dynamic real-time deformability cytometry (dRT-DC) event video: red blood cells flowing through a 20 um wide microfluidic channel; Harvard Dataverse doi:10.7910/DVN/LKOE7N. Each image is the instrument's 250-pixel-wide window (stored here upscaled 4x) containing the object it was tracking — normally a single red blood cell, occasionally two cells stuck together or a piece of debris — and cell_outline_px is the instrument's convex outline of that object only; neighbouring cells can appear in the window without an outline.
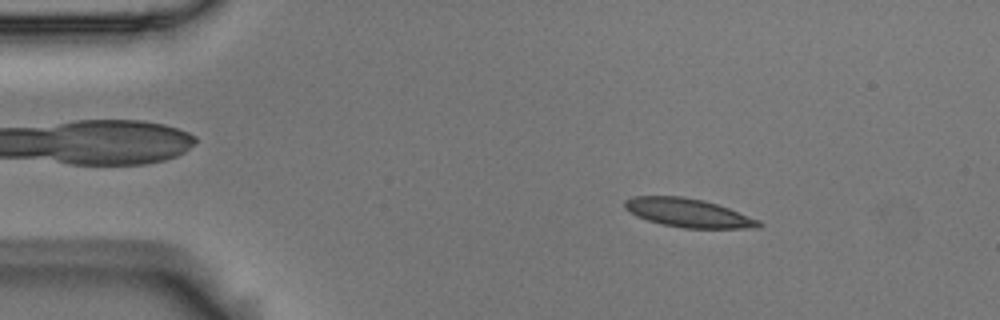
{"species": "Egyptian fruit bat (a non-hibernating species)", "species_latin": "Rousettus aegyptiacus", "temperature_condition": "room temperature", "stored_images_in_passage": 54, "camera_frame_rate_fps": 3000, "um_per_image_px": 0.085, "animal": {"sex": "male"}, "frame": {"image": 1, "passage_image": 8, "time_ms": 2.333, "image_size_px": [1000, 320], "cell_outline_px": [[764, 224], [760, 228], [684, 228], [664, 224], [648, 220], [624, 208], [624, 200], [632, 196], [680, 196], [704, 200], [728, 208], [760, 220]], "centroid_in_image_um": [58.54, 18.09], "position_along_channel_um": 26.5, "area_um2": 22.14}}
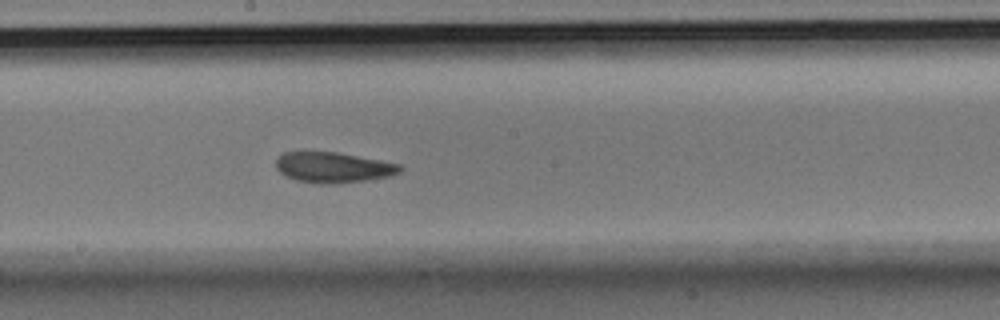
{"frame": {"image": 2, "passage_image": 29, "time_ms": 9.333, "image_size_px": [1000, 320], "cell_outline_px": [[404, 168], [400, 172], [388, 176], [368, 180], [332, 184], [320, 184], [296, 180], [280, 172], [276, 168], [276, 160], [284, 152], [336, 152], [380, 160], [400, 164]], "centroid_in_image_um": [28.34, 14.23], "position_along_channel_um": 219.9, "area_um2": 21.91}}
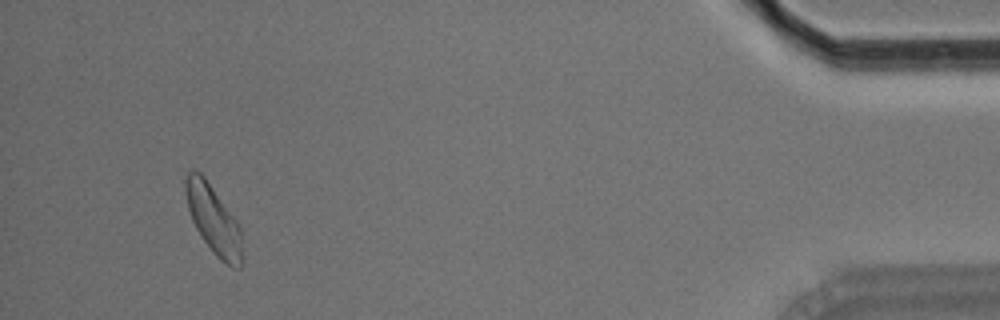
{"frame": {"image": 3, "passage_image": 51, "time_ms": 16.667, "image_size_px": [1000, 320], "cell_outline_px": [[244, 260], [240, 268], [232, 268], [220, 260], [212, 252], [200, 236], [192, 220], [188, 208], [184, 188], [184, 180], [188, 172], [192, 168], [200, 172], [204, 176], [236, 220], [240, 228]], "centroid_in_image_um": [18.15, 18.71], "position_along_channel_um": 417.0, "area_um2": 22.89}, "authors_computed_cell_mechanics": {"area_um2": 22.0218, "velocity_mm_per_s": 3.649, "shape_relaxation_time_tau1_ms": 4.5072, "shape_relaxation_time_tau2_ms": 3.6919, "deformation_change_tau1": 0.1432, "deformation_change_tau2": 0.09}}